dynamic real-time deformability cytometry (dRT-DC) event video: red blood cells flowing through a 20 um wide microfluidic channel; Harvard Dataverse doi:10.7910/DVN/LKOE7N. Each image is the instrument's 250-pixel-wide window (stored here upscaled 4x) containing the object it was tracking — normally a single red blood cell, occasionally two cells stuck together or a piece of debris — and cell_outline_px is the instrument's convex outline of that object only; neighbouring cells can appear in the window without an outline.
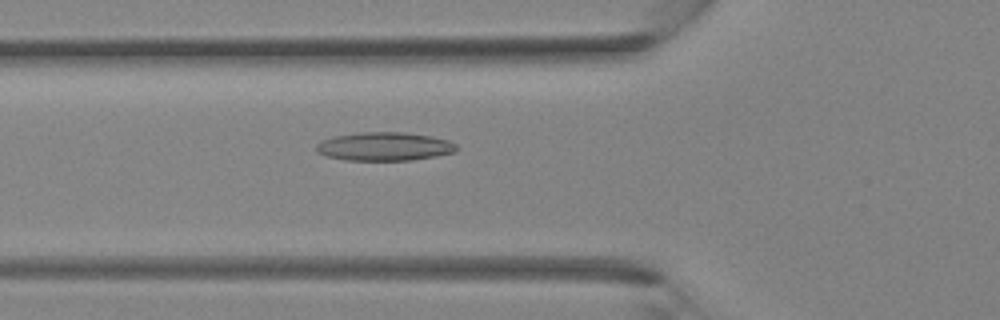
{"species": "Egyptian fruit bat (a non-hibernating species)", "species_latin": "Rousettus aegyptiacus", "temperature_condition": "room temperature", "stored_images_in_passage": 35, "camera_frame_rate_fps": 3000, "um_per_image_px": 0.085, "animal": {"sex": "female"}, "frame": {"image": 1, "passage_image": 12, "time_ms": 3.667, "image_size_px": [1000, 320], "cell_outline_px": [[456, 152], [436, 156], [412, 160], [344, 160], [324, 156], [316, 152], [316, 144], [320, 140], [332, 136], [360, 132], [404, 132], [432, 136], [448, 140], [456, 144]], "centroid_in_image_um": [32.63, 12.45], "position_along_channel_um": 93.2, "area_um2": 23.58}}
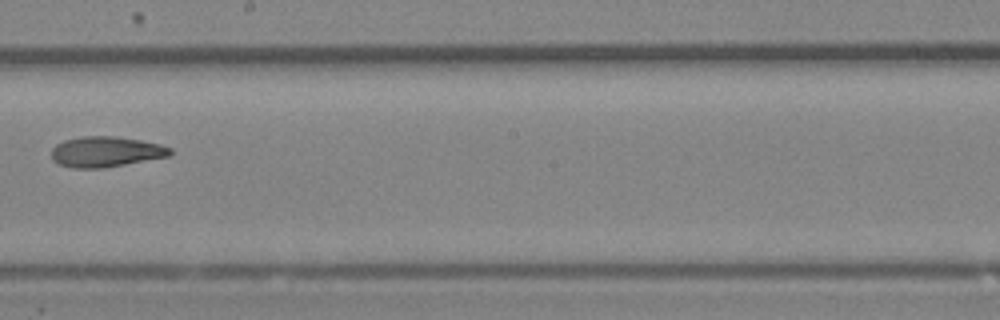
{"frame": {"image": 2, "passage_image": 20, "time_ms": 6.333, "image_size_px": [1000, 320], "cell_outline_px": [[172, 152], [168, 156], [104, 168], [72, 168], [60, 164], [52, 160], [52, 148], [56, 144], [64, 140], [80, 136], [116, 136], [140, 140], [160, 144], [172, 148]], "centroid_in_image_um": [8.98, 12.89], "position_along_channel_um": 239.2, "area_um2": 21.1}}
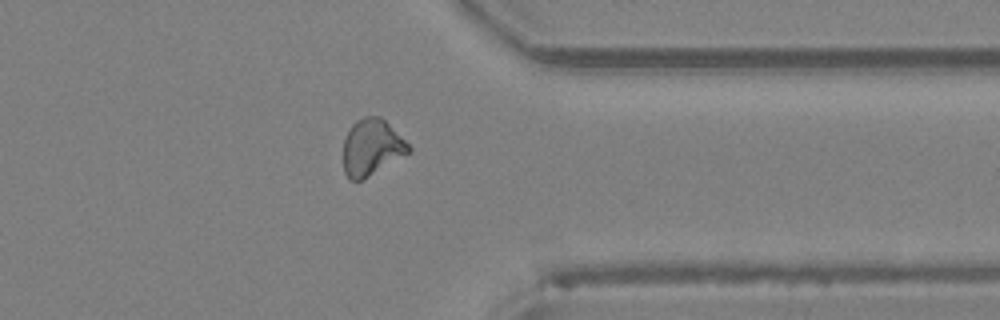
{"frame": {"image": 3, "passage_image": 28, "time_ms": 9.0, "image_size_px": [1000, 320], "cell_outline_px": [[412, 152], [364, 180], [352, 180], [344, 172], [344, 140], [352, 124], [356, 120], [364, 116], [380, 116], [412, 148]], "centroid_in_image_um": [31.61, 12.55], "position_along_channel_um": 379.8, "area_um2": 21.44}}